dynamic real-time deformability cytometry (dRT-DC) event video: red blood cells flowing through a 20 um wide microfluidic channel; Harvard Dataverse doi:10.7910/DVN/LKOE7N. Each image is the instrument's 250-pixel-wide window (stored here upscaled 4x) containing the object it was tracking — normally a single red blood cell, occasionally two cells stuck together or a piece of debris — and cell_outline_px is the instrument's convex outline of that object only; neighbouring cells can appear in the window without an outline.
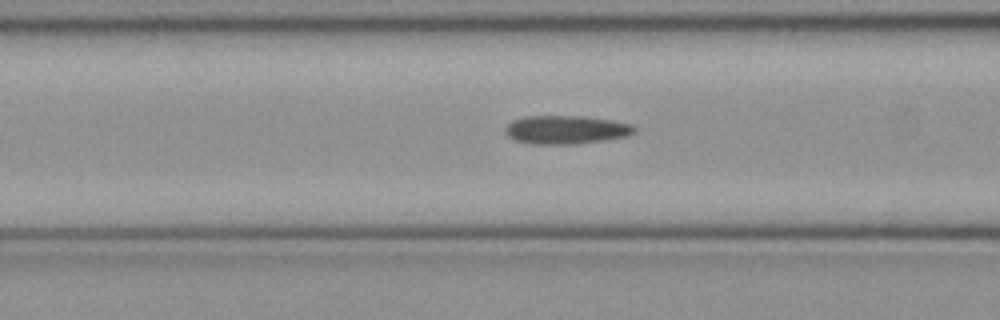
{"species": "common noctule bat (a hibernating species)", "species_latin": "Nyctalus noctula", "temperature_condition": "cold", "stored_images_in_passage": 51, "camera_frame_rate_fps": 3000, "um_per_image_px": 0.085, "animal": {"sex": "female", "body_mass_g": 21.9}, "frame": {"image": 1, "passage_image": 20, "time_ms": 6.333, "image_size_px": [1000, 320], "cell_outline_px": [[636, 132], [628, 136], [604, 140], [572, 144], [536, 144], [516, 140], [508, 136], [504, 132], [504, 128], [512, 120], [524, 116], [580, 116], [612, 120], [632, 124], [636, 128]], "centroid_in_image_um": [48.12, 11.02], "position_along_channel_um": 118.5, "area_um2": 21.44}}
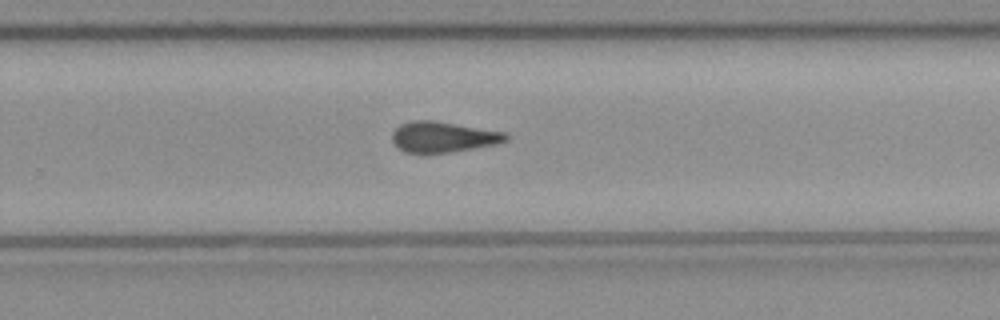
{"frame": {"image": 2, "passage_image": 33, "time_ms": 10.667, "image_size_px": [1000, 320], "cell_outline_px": [[508, 140], [496, 144], [452, 152], [404, 152], [392, 140], [392, 132], [400, 124], [412, 120], [432, 120], [504, 132], [508, 136]], "centroid_in_image_um": [37.65, 11.63], "position_along_channel_um": 292.1, "area_um2": 20.0}}
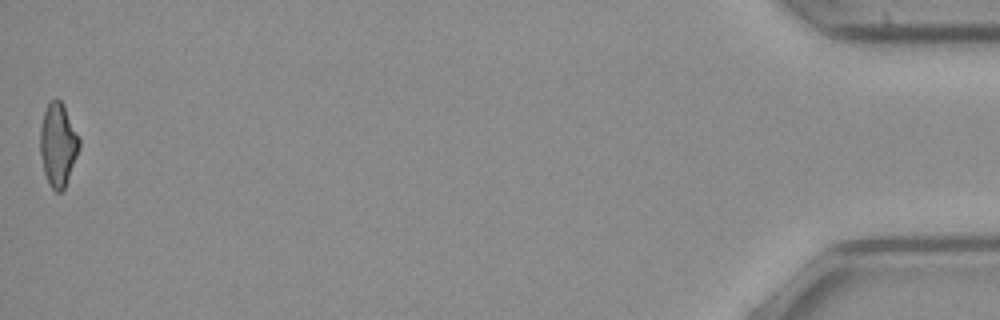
{"frame": {"image": 3, "passage_image": 51, "time_ms": 16.667, "image_size_px": [1000, 320], "cell_outline_px": [[80, 144], [76, 156], [64, 188], [60, 192], [56, 192], [52, 188], [44, 172], [40, 152], [40, 128], [44, 112], [48, 104], [52, 100], [60, 100], [64, 104], [80, 140]], "centroid_in_image_um": [4.92, 12.27], "position_along_channel_um": 430.3, "area_um2": 18.5}, "authors_computed_cell_mechanics": {"area_um2": 20.4034, "velocity_mm_per_s": 4.0108, "shape_relaxation_time_tau1_ms": 5.4757, "shape_relaxation_time_tau2_ms": 5.0165, "deformation_change_tau1": 0.1531, "deformation_change_tau2": 0.1637}}